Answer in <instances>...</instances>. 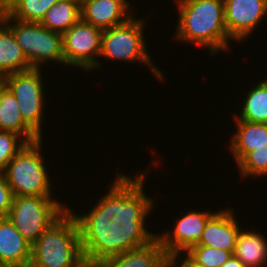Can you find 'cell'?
<instances>
[{"label":"cell","instance_id":"1","mask_svg":"<svg viewBox=\"0 0 267 267\" xmlns=\"http://www.w3.org/2000/svg\"><path fill=\"white\" fill-rule=\"evenodd\" d=\"M102 196L91 211L80 216L67 207L77 220L83 257L88 267H94L107 257L147 245L157 237L147 230L146 223L119 225L110 220L108 193Z\"/></svg>","mask_w":267,"mask_h":267},{"label":"cell","instance_id":"2","mask_svg":"<svg viewBox=\"0 0 267 267\" xmlns=\"http://www.w3.org/2000/svg\"><path fill=\"white\" fill-rule=\"evenodd\" d=\"M176 2L180 13L175 39L206 46L212 55L220 50L229 51L231 38L225 25L224 0Z\"/></svg>","mask_w":267,"mask_h":267},{"label":"cell","instance_id":"3","mask_svg":"<svg viewBox=\"0 0 267 267\" xmlns=\"http://www.w3.org/2000/svg\"><path fill=\"white\" fill-rule=\"evenodd\" d=\"M28 267H88L77 220L68 208L32 245Z\"/></svg>","mask_w":267,"mask_h":267},{"label":"cell","instance_id":"4","mask_svg":"<svg viewBox=\"0 0 267 267\" xmlns=\"http://www.w3.org/2000/svg\"><path fill=\"white\" fill-rule=\"evenodd\" d=\"M42 141L41 138L26 143L5 167L3 176L14 196L53 195L50 187L52 182L49 181L47 166L41 154Z\"/></svg>","mask_w":267,"mask_h":267},{"label":"cell","instance_id":"5","mask_svg":"<svg viewBox=\"0 0 267 267\" xmlns=\"http://www.w3.org/2000/svg\"><path fill=\"white\" fill-rule=\"evenodd\" d=\"M145 23L144 19L132 16L121 25L103 30L100 57L131 63L139 61L150 67L156 79L164 81L162 71L153 65L151 55L147 52L143 32Z\"/></svg>","mask_w":267,"mask_h":267},{"label":"cell","instance_id":"6","mask_svg":"<svg viewBox=\"0 0 267 267\" xmlns=\"http://www.w3.org/2000/svg\"><path fill=\"white\" fill-rule=\"evenodd\" d=\"M139 174L133 177L117 174L108 191V214L119 225L146 223L155 206L153 199L144 193L145 172Z\"/></svg>","mask_w":267,"mask_h":267},{"label":"cell","instance_id":"7","mask_svg":"<svg viewBox=\"0 0 267 267\" xmlns=\"http://www.w3.org/2000/svg\"><path fill=\"white\" fill-rule=\"evenodd\" d=\"M3 22L12 30L32 68H40L48 61L65 65L61 33L51 31L40 23L17 20L7 12Z\"/></svg>","mask_w":267,"mask_h":267},{"label":"cell","instance_id":"8","mask_svg":"<svg viewBox=\"0 0 267 267\" xmlns=\"http://www.w3.org/2000/svg\"><path fill=\"white\" fill-rule=\"evenodd\" d=\"M51 197L14 196L7 218L31 245L68 207Z\"/></svg>","mask_w":267,"mask_h":267},{"label":"cell","instance_id":"9","mask_svg":"<svg viewBox=\"0 0 267 267\" xmlns=\"http://www.w3.org/2000/svg\"><path fill=\"white\" fill-rule=\"evenodd\" d=\"M41 68L6 75V87L14 94L24 121L42 137L44 104Z\"/></svg>","mask_w":267,"mask_h":267},{"label":"cell","instance_id":"10","mask_svg":"<svg viewBox=\"0 0 267 267\" xmlns=\"http://www.w3.org/2000/svg\"><path fill=\"white\" fill-rule=\"evenodd\" d=\"M103 30L80 19L62 34L65 65L84 70L99 68Z\"/></svg>","mask_w":267,"mask_h":267},{"label":"cell","instance_id":"11","mask_svg":"<svg viewBox=\"0 0 267 267\" xmlns=\"http://www.w3.org/2000/svg\"><path fill=\"white\" fill-rule=\"evenodd\" d=\"M216 212L192 210L180 217L175 224V229L170 233L158 234L162 247L170 256V267L178 266V255L186 252L190 247L197 245L202 237L207 221Z\"/></svg>","mask_w":267,"mask_h":267},{"label":"cell","instance_id":"12","mask_svg":"<svg viewBox=\"0 0 267 267\" xmlns=\"http://www.w3.org/2000/svg\"><path fill=\"white\" fill-rule=\"evenodd\" d=\"M225 25L231 40L241 41L267 14V0H224Z\"/></svg>","mask_w":267,"mask_h":267},{"label":"cell","instance_id":"13","mask_svg":"<svg viewBox=\"0 0 267 267\" xmlns=\"http://www.w3.org/2000/svg\"><path fill=\"white\" fill-rule=\"evenodd\" d=\"M233 214V210L226 208L216 211L207 221L199 243L194 246H209L234 253L241 228Z\"/></svg>","mask_w":267,"mask_h":267},{"label":"cell","instance_id":"14","mask_svg":"<svg viewBox=\"0 0 267 267\" xmlns=\"http://www.w3.org/2000/svg\"><path fill=\"white\" fill-rule=\"evenodd\" d=\"M130 8L127 0H85L81 3V19L105 30L128 21L133 15Z\"/></svg>","mask_w":267,"mask_h":267},{"label":"cell","instance_id":"15","mask_svg":"<svg viewBox=\"0 0 267 267\" xmlns=\"http://www.w3.org/2000/svg\"><path fill=\"white\" fill-rule=\"evenodd\" d=\"M94 267H170V256L156 237L147 245L107 257Z\"/></svg>","mask_w":267,"mask_h":267},{"label":"cell","instance_id":"16","mask_svg":"<svg viewBox=\"0 0 267 267\" xmlns=\"http://www.w3.org/2000/svg\"><path fill=\"white\" fill-rule=\"evenodd\" d=\"M31 247L7 217H0V265L28 267Z\"/></svg>","mask_w":267,"mask_h":267},{"label":"cell","instance_id":"17","mask_svg":"<svg viewBox=\"0 0 267 267\" xmlns=\"http://www.w3.org/2000/svg\"><path fill=\"white\" fill-rule=\"evenodd\" d=\"M237 131L231 138L230 152L238 163L249 151L267 147V124L235 120Z\"/></svg>","mask_w":267,"mask_h":267},{"label":"cell","instance_id":"18","mask_svg":"<svg viewBox=\"0 0 267 267\" xmlns=\"http://www.w3.org/2000/svg\"><path fill=\"white\" fill-rule=\"evenodd\" d=\"M0 130L16 133L27 143L42 138L24 121L18 101L7 87L0 94Z\"/></svg>","mask_w":267,"mask_h":267},{"label":"cell","instance_id":"19","mask_svg":"<svg viewBox=\"0 0 267 267\" xmlns=\"http://www.w3.org/2000/svg\"><path fill=\"white\" fill-rule=\"evenodd\" d=\"M26 55L16 42L12 30L0 24V74L9 75L31 69Z\"/></svg>","mask_w":267,"mask_h":267},{"label":"cell","instance_id":"20","mask_svg":"<svg viewBox=\"0 0 267 267\" xmlns=\"http://www.w3.org/2000/svg\"><path fill=\"white\" fill-rule=\"evenodd\" d=\"M246 267H262L267 261V240L259 232L244 231L237 236L233 253Z\"/></svg>","mask_w":267,"mask_h":267},{"label":"cell","instance_id":"21","mask_svg":"<svg viewBox=\"0 0 267 267\" xmlns=\"http://www.w3.org/2000/svg\"><path fill=\"white\" fill-rule=\"evenodd\" d=\"M80 19L81 4L78 0H59L45 13L40 24L63 34Z\"/></svg>","mask_w":267,"mask_h":267},{"label":"cell","instance_id":"22","mask_svg":"<svg viewBox=\"0 0 267 267\" xmlns=\"http://www.w3.org/2000/svg\"><path fill=\"white\" fill-rule=\"evenodd\" d=\"M258 83L249 89L242 103L241 114H234L235 120L267 124V78Z\"/></svg>","mask_w":267,"mask_h":267},{"label":"cell","instance_id":"23","mask_svg":"<svg viewBox=\"0 0 267 267\" xmlns=\"http://www.w3.org/2000/svg\"><path fill=\"white\" fill-rule=\"evenodd\" d=\"M59 0H6L7 13L24 22L40 23L45 13Z\"/></svg>","mask_w":267,"mask_h":267},{"label":"cell","instance_id":"24","mask_svg":"<svg viewBox=\"0 0 267 267\" xmlns=\"http://www.w3.org/2000/svg\"><path fill=\"white\" fill-rule=\"evenodd\" d=\"M185 253L192 262L201 267H220L233 255L232 252L209 246H192Z\"/></svg>","mask_w":267,"mask_h":267},{"label":"cell","instance_id":"25","mask_svg":"<svg viewBox=\"0 0 267 267\" xmlns=\"http://www.w3.org/2000/svg\"><path fill=\"white\" fill-rule=\"evenodd\" d=\"M241 176H267V147H258L249 151L238 163Z\"/></svg>","mask_w":267,"mask_h":267},{"label":"cell","instance_id":"26","mask_svg":"<svg viewBox=\"0 0 267 267\" xmlns=\"http://www.w3.org/2000/svg\"><path fill=\"white\" fill-rule=\"evenodd\" d=\"M26 143L20 135L10 131L0 130V174H3L9 161Z\"/></svg>","mask_w":267,"mask_h":267},{"label":"cell","instance_id":"27","mask_svg":"<svg viewBox=\"0 0 267 267\" xmlns=\"http://www.w3.org/2000/svg\"><path fill=\"white\" fill-rule=\"evenodd\" d=\"M14 195L7 180L0 174V217H7L13 204Z\"/></svg>","mask_w":267,"mask_h":267},{"label":"cell","instance_id":"28","mask_svg":"<svg viewBox=\"0 0 267 267\" xmlns=\"http://www.w3.org/2000/svg\"><path fill=\"white\" fill-rule=\"evenodd\" d=\"M220 267H246L236 256L232 255L222 266Z\"/></svg>","mask_w":267,"mask_h":267},{"label":"cell","instance_id":"29","mask_svg":"<svg viewBox=\"0 0 267 267\" xmlns=\"http://www.w3.org/2000/svg\"><path fill=\"white\" fill-rule=\"evenodd\" d=\"M6 0H0V24L3 23L5 14L7 12Z\"/></svg>","mask_w":267,"mask_h":267},{"label":"cell","instance_id":"30","mask_svg":"<svg viewBox=\"0 0 267 267\" xmlns=\"http://www.w3.org/2000/svg\"><path fill=\"white\" fill-rule=\"evenodd\" d=\"M180 266L179 267H201L197 264H195L194 262H192L186 255L184 260H182V262H180Z\"/></svg>","mask_w":267,"mask_h":267},{"label":"cell","instance_id":"31","mask_svg":"<svg viewBox=\"0 0 267 267\" xmlns=\"http://www.w3.org/2000/svg\"><path fill=\"white\" fill-rule=\"evenodd\" d=\"M6 87V75L0 74V94Z\"/></svg>","mask_w":267,"mask_h":267},{"label":"cell","instance_id":"32","mask_svg":"<svg viewBox=\"0 0 267 267\" xmlns=\"http://www.w3.org/2000/svg\"><path fill=\"white\" fill-rule=\"evenodd\" d=\"M79 1V3L81 4L82 2H84L85 0H78Z\"/></svg>","mask_w":267,"mask_h":267}]
</instances>
